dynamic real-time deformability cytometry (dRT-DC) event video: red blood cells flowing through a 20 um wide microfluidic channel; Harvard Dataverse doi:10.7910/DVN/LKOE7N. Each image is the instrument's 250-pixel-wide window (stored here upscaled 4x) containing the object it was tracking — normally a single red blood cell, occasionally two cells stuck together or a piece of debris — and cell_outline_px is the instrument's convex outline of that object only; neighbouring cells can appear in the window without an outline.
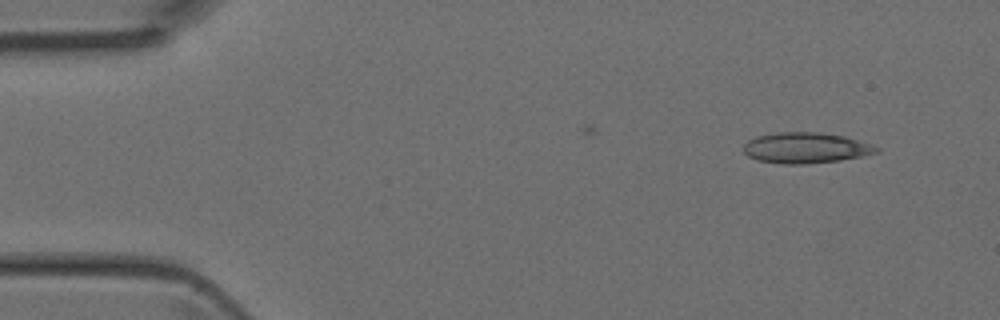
{"species": "Egyptian fruit bat (a non-hibernating species)", "species_latin": "Rousettus aegyptiacus", "temperature_condition": "room temperature", "stored_images_in_passage": 3, "camera_frame_rate_fps": 3000, "um_per_image_px": 0.085, "animal": {"sex": "female"}, "frame": {"image": 1, "passage_image": 1, "time_ms": 0.0, "image_size_px": [1000, 320], "cell_outline_px": [[880, 152], [840, 160], [808, 164], [784, 164], [756, 160], [748, 156], [744, 152], [744, 144], [748, 140], [756, 136], [776, 132], [820, 132], [844, 136], [872, 144], [880, 148]], "centroid_in_image_um": [68.48, 12.56], "position_along_channel_um": 16.5, "area_um2": 23.93}}